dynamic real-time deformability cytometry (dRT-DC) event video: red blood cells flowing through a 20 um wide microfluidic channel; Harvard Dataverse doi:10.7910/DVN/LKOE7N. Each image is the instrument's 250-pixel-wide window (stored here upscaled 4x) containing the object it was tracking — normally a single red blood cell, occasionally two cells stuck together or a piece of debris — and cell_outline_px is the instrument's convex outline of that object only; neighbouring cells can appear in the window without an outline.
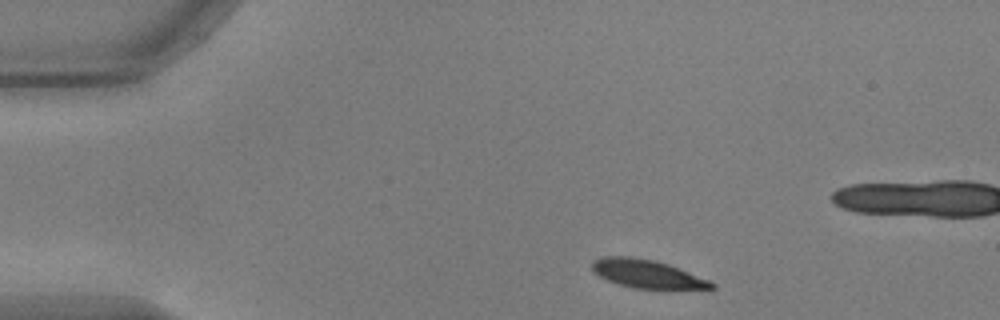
{"species": "common noctule bat (a hibernating species)", "species_latin": "Nyctalus noctula", "temperature_condition": "warm", "stored_images_in_passage": 6, "camera_frame_rate_fps": 3000, "um_per_image_px": 0.085, "animal": {"sex": "male", "body_mass_g": 17.9, "forearm_length_mm": 54.2}, "frame": {"image": 1, "passage_image": 1, "time_ms": 0.0, "image_size_px": [1000, 320], "cell_outline_px": [[716, 288], [632, 288], [608, 280], [592, 272], [592, 260], [604, 256], [632, 256], [652, 260], [668, 264], [708, 280], [716, 284]], "centroid_in_image_um": [54.93, 23.26], "position_along_channel_um": 30.1, "area_um2": 19.31}}